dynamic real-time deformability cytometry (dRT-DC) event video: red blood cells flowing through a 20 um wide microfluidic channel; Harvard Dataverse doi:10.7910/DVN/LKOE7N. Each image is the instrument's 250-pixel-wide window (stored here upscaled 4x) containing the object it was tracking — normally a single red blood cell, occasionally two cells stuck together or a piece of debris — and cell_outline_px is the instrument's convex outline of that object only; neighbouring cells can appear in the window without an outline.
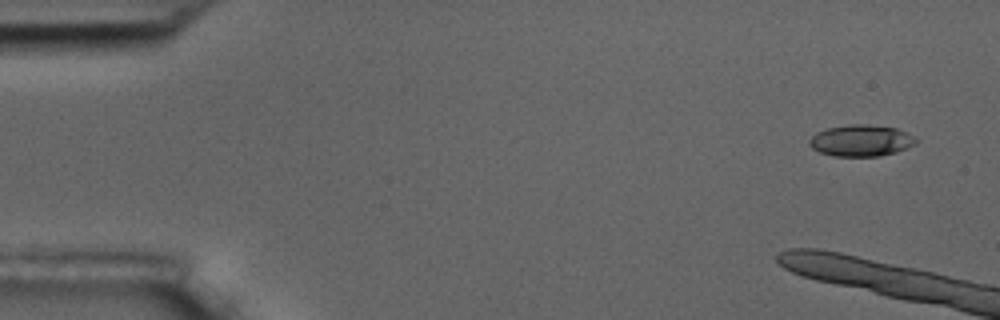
{"species": "common noctule bat (a hibernating species)", "species_latin": "Nyctalus noctula", "temperature_condition": "room temperature", "stored_images_in_passage": 4, "camera_frame_rate_fps": 3000, "um_per_image_px": 0.085, "animal": {"sex": "male", "body_mass_g": 17.5, "forearm_length_mm": 52.3}, "frame": {"image": 1, "passage_image": 1, "time_ms": 0.0, "image_size_px": [1000, 320], "cell_outline_px": [[920, 140], [916, 144], [908, 148], [896, 152], [880, 156], [832, 156], [820, 152], [812, 148], [808, 144], [808, 140], [816, 132], [828, 128], [852, 124], [864, 124], [896, 128], [916, 136]], "centroid_in_image_um": [73.22, 11.95], "position_along_channel_um": 11.8, "area_um2": 19.77}}